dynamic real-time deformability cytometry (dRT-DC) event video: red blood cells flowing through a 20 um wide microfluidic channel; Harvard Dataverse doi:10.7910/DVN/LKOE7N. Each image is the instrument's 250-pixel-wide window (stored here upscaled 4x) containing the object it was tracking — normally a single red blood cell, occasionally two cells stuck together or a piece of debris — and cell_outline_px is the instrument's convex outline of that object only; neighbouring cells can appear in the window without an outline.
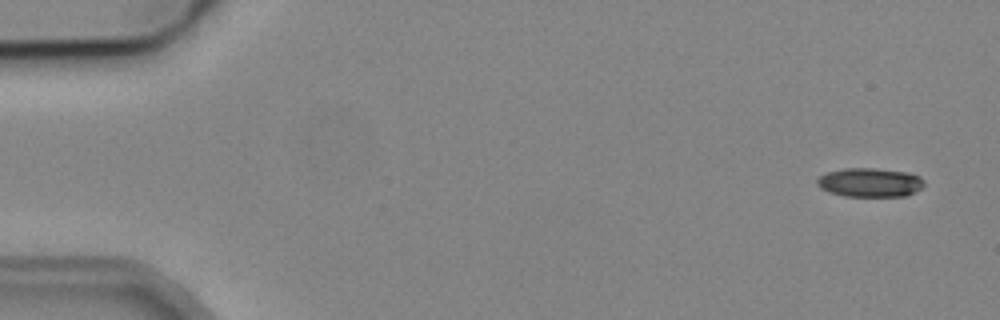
{"species": "common noctule bat (a hibernating species)", "species_latin": "Nyctalus noctula", "temperature_condition": "cold", "stored_images_in_passage": 4, "camera_frame_rate_fps": 3000, "um_per_image_px": 0.085, "animal": {"sex": "male", "body_mass_g": 19.2, "forearm_length_mm": 51.8}, "frame": {"image": 1, "passage_image": 1, "time_ms": 0.0, "image_size_px": [1000, 320], "cell_outline_px": [[924, 184], [916, 192], [908, 196], [844, 196], [828, 192], [820, 188], [816, 184], [816, 180], [820, 176], [828, 172], [844, 168], [872, 168], [908, 172], [920, 176], [924, 180]], "centroid_in_image_um": [73.95, 15.51], "position_along_channel_um": 11.1, "area_um2": 18.21}}